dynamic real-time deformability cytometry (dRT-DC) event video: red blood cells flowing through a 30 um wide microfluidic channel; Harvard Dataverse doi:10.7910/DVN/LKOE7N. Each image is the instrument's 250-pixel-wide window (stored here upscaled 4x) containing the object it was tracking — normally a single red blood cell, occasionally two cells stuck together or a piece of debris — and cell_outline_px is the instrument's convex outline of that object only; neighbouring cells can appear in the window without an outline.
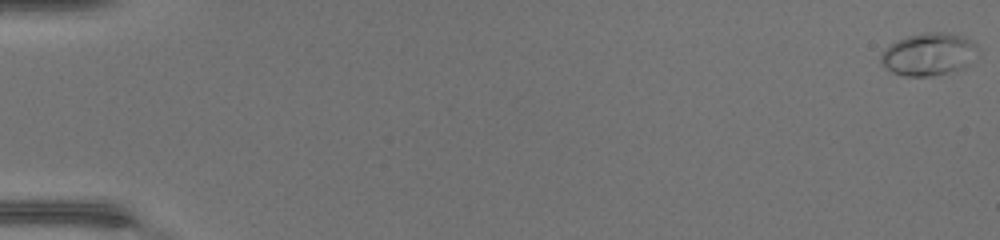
{"species": "common noctule bat (a hibernating species)", "species_latin": "Nyctalus noctula", "temperature_condition": "warm", "stored_images_in_passage": 48, "camera_frame_rate_fps": 3000, "um_per_image_px": 0.085, "animal": {"sex": "female", "body_mass_g": 17.0, "forearm_length_mm": 48.0}, "frame": {"image": 1, "passage_image": 1, "time_ms": 0.0, "image_size_px": [1000, 240], "cell_outline_px": [[980, 56], [964, 68], [932, 76], [904, 76], [892, 72], [880, 64], [880, 56], [884, 48], [896, 40], [908, 36], [924, 32], [944, 32], [964, 36], [972, 40], [980, 48]], "centroid_in_image_um": [78.99, 4.6], "position_along_channel_um": 6.0, "area_um2": 24.68}}
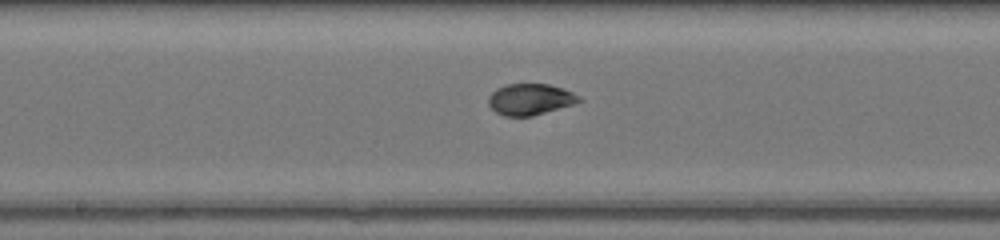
{"frame": {"image": 2, "passage_image": 27, "time_ms": 8.667, "image_size_px": [1000, 240], "cell_outline_px": [[584, 100], [572, 104], [532, 116], [504, 116], [496, 112], [488, 104], [488, 96], [496, 88], [504, 84], [548, 84], [564, 88], [580, 96]], "centroid_in_image_um": [45.05, 8.43], "position_along_channel_um": 203.1, "area_um2": 16.53}}
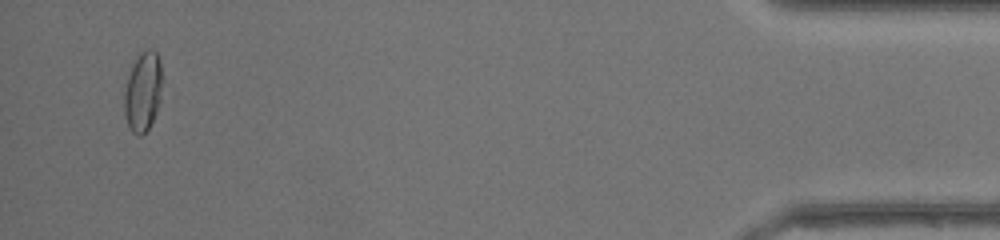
{"frame": {"image": 3, "passage_image": 47, "time_ms": 15.333, "image_size_px": [1000, 240], "cell_outline_px": [[164, 80], [160, 100], [156, 112], [148, 128], [140, 136], [136, 136], [132, 132], [124, 116], [124, 92], [128, 76], [136, 56], [140, 52], [148, 48], [152, 48], [156, 52], [160, 60]], "centroid_in_image_um": [12.17, 7.74], "position_along_channel_um": 423.0, "area_um2": 18.03}, "authors_computed_cell_mechanics": {"area_um2": 17.1666, "velocity_mm_per_s": 4.4451, "shape_relaxation_time_tau1_ms": 9.4727, "shape_relaxation_time_tau2_ms": 0.9106, "deformation_change_tau1": 0.3192, "deformation_change_tau2": 0.043}}